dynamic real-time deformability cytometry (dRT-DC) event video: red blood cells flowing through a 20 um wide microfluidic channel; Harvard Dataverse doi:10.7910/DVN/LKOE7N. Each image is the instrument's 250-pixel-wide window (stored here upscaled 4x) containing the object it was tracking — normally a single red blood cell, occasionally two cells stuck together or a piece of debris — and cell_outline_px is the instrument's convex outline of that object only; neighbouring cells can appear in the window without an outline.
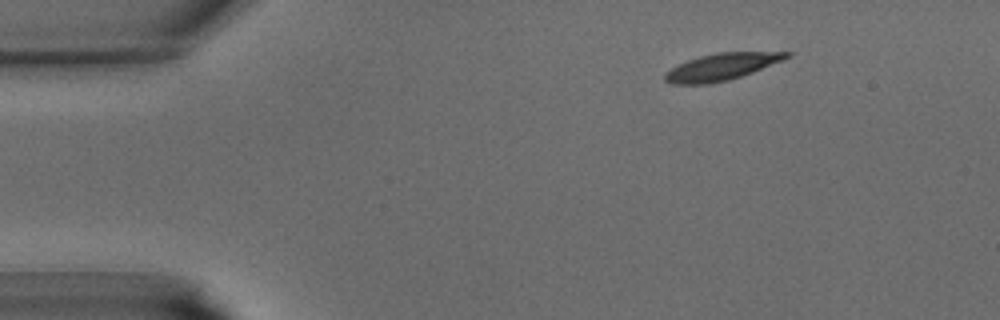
{"species": "common noctule bat (a hibernating species)", "species_latin": "Nyctalus noctula", "temperature_condition": "warm", "stored_images_in_passage": 37, "camera_frame_rate_fps": 3000, "um_per_image_px": 0.085, "animal": {"sex": "male", "body_mass_g": 15.6}, "frame": {"image": 1, "passage_image": 1, "time_ms": 0.0, "image_size_px": [1000, 320], "cell_outline_px": [[792, 56], [784, 60], [752, 72], [728, 80], [708, 84], [672, 84], [664, 80], [664, 72], [688, 60], [700, 56], [716, 52], [792, 52]], "centroid_in_image_um": [61.34, 5.67], "position_along_channel_um": 23.7, "area_um2": 18.96}}
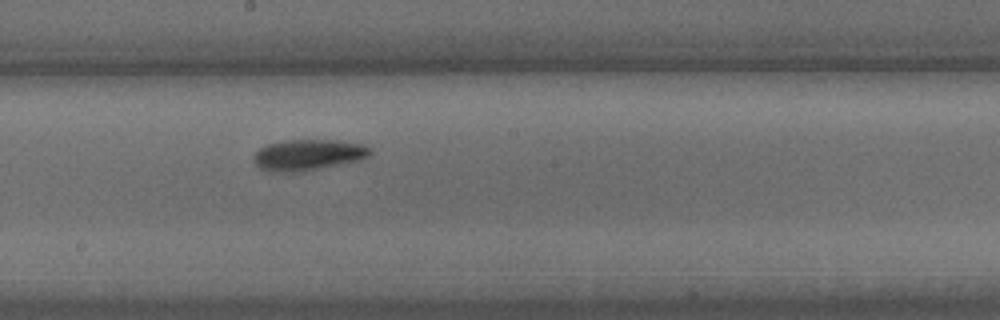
{"frame": {"image": 2, "passage_image": 18, "time_ms": 5.667, "image_size_px": [1000, 320], "cell_outline_px": [[372, 152], [368, 156], [360, 160], [304, 172], [264, 172], [252, 160], [252, 156], [260, 148], [268, 144], [284, 140], [340, 140], [364, 144]], "centroid_in_image_um": [26.16, 13.18], "position_along_channel_um": 222.0, "area_um2": 21.39}}
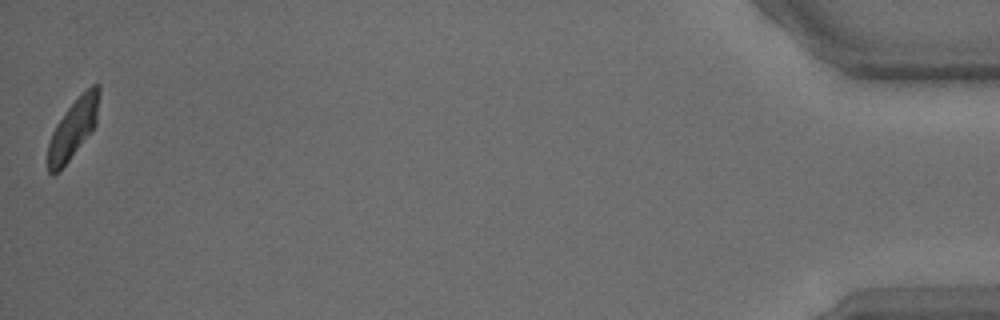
{"frame": {"image": 3, "passage_image": 37, "time_ms": 12.0, "image_size_px": [1000, 320], "cell_outline_px": [[100, 92], [96, 124], [92, 132], [68, 160], [52, 176], [48, 172], [48, 144], [52, 132], [56, 124], [68, 108], [92, 84], [100, 84]], "centroid_in_image_um": [6.24, 10.92], "position_along_channel_um": 429.0, "area_um2": 17.34}}